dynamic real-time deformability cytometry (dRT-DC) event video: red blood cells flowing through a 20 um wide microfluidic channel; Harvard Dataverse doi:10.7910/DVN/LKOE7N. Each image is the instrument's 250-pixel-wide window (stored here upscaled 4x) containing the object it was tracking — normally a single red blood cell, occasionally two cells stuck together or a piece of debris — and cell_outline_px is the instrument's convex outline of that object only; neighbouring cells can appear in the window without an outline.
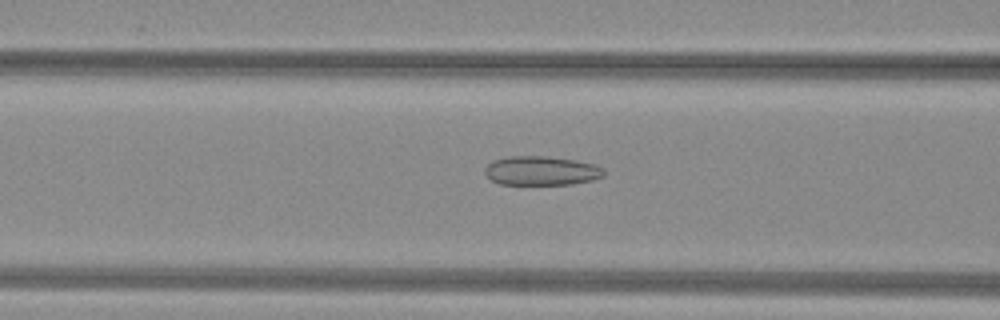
{"species": "common noctule bat (a hibernating species)", "species_latin": "Nyctalus noctula", "temperature_condition": "warm", "stored_images_in_passage": 53, "camera_frame_rate_fps": 3000, "um_per_image_px": 0.085, "animal": {"sex": "female", "body_mass_g": 29.2, "forearm_length_mm": 56.3}, "frame": {"image": 1, "passage_image": 23, "time_ms": 7.333, "image_size_px": [1000, 320], "cell_outline_px": [[604, 176], [592, 180], [572, 184], [500, 184], [492, 180], [484, 172], [484, 168], [492, 160], [508, 156], [548, 156], [576, 160], [596, 164], [604, 168]], "centroid_in_image_um": [46.03, 14.5], "position_along_channel_um": 120.6, "area_um2": 20.35}}
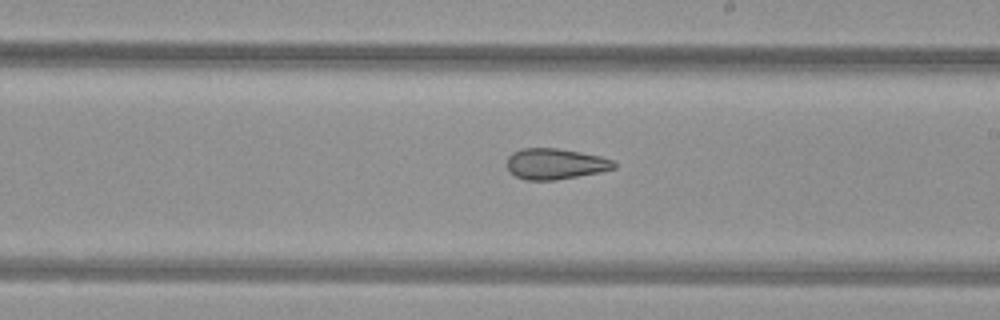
{"frame": {"image": 2, "passage_image": 32, "time_ms": 10.333, "image_size_px": [1000, 320], "cell_outline_px": [[616, 168], [600, 172], [556, 180], [524, 180], [516, 176], [508, 168], [508, 156], [512, 152], [520, 148], [556, 148], [580, 152], [600, 156], [616, 160]], "centroid_in_image_um": [47.23, 13.92], "position_along_channel_um": 241.8, "area_um2": 19.31}}
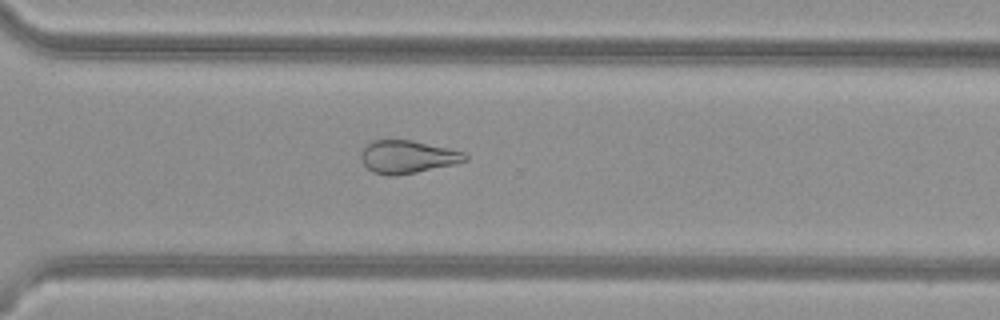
{"frame": {"image": 3, "passage_image": 39, "time_ms": 12.667, "image_size_px": [1000, 320], "cell_outline_px": [[468, 160], [456, 164], [396, 176], [388, 176], [372, 172], [364, 164], [360, 156], [364, 148], [372, 140], [412, 140], [448, 148], [464, 152], [468, 156]], "centroid_in_image_um": [34.65, 13.34], "position_along_channel_um": 335.9, "area_um2": 19.94}}